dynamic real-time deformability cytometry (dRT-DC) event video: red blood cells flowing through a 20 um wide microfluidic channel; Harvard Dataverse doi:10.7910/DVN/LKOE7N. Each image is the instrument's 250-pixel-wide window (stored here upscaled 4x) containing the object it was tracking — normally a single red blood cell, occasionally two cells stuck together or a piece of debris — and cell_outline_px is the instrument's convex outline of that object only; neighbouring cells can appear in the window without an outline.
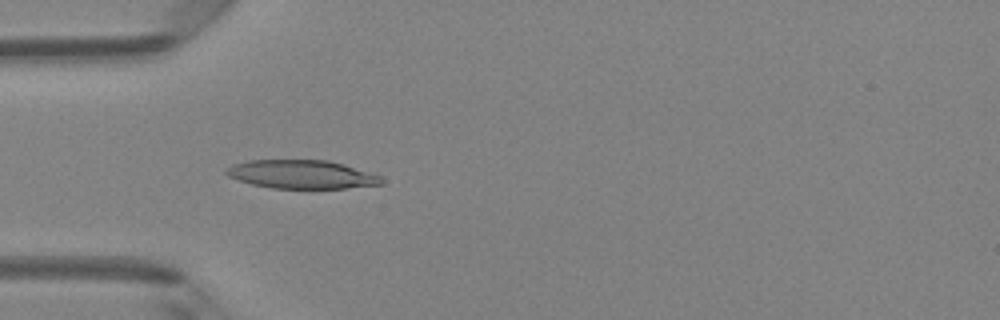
{"species": "Egyptian fruit bat (a non-hibernating species)", "species_latin": "Rousettus aegyptiacus", "temperature_condition": "room temperature", "stored_images_in_passage": 49, "camera_frame_rate_fps": 3000, "um_per_image_px": 0.085, "animal": {"sex": "female"}, "frame": {"image": 1, "passage_image": 15, "time_ms": 4.667, "image_size_px": [1000, 320], "cell_outline_px": [[384, 184], [344, 188], [272, 188], [252, 184], [228, 176], [224, 172], [232, 164], [248, 160], [328, 160], [344, 164], [380, 176], [384, 180]], "centroid_in_image_um": [25.64, 14.82], "position_along_channel_um": 59.4, "area_um2": 25.66}}
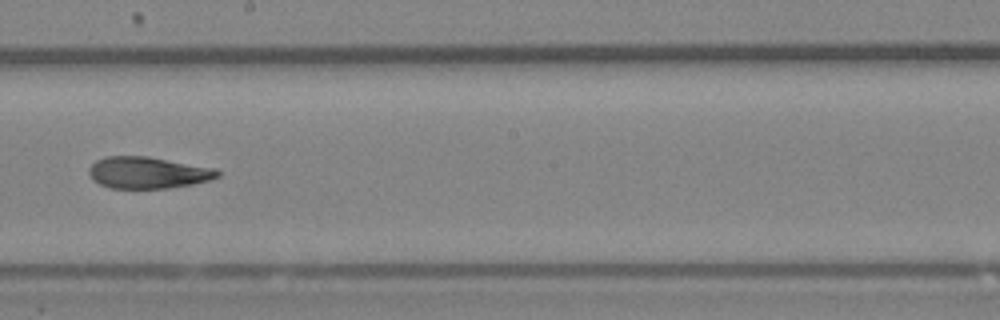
{"frame": {"image": 2, "passage_image": 28, "time_ms": 9.0, "image_size_px": [1000, 320], "cell_outline_px": [[220, 176], [212, 180], [192, 184], [168, 188], [108, 188], [92, 180], [88, 172], [88, 168], [96, 160], [104, 156], [148, 156], [216, 168], [220, 172]], "centroid_in_image_um": [12.57, 14.67], "position_along_channel_um": 235.6, "area_um2": 23.99}}
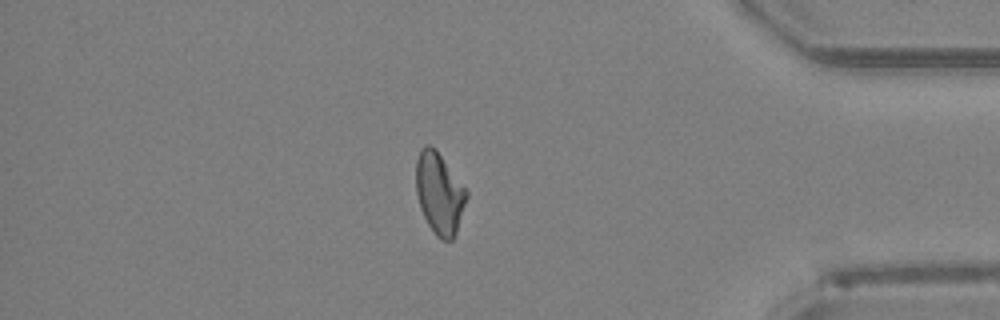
{"frame": {"image": 3, "passage_image": 42, "time_ms": 13.667, "image_size_px": [1000, 320], "cell_outline_px": [[468, 196], [456, 232], [452, 240], [440, 240], [436, 236], [428, 224], [420, 208], [416, 192], [416, 160], [420, 148], [424, 144], [428, 144], [436, 148], [468, 192]], "centroid_in_image_um": [37.33, 16.41], "position_along_channel_um": 397.9, "area_um2": 24.04}, "authors_computed_cell_mechanics": {"area_um2": 24.3916, "velocity_mm_per_s": 4.1487, "shape_relaxation_time_tau1_ms": 10.9018, "shape_relaxation_time_tau2_ms": 2.8716, "deformation_change_tau1": 0.2753, "deformation_change_tau2": 0.1092}}